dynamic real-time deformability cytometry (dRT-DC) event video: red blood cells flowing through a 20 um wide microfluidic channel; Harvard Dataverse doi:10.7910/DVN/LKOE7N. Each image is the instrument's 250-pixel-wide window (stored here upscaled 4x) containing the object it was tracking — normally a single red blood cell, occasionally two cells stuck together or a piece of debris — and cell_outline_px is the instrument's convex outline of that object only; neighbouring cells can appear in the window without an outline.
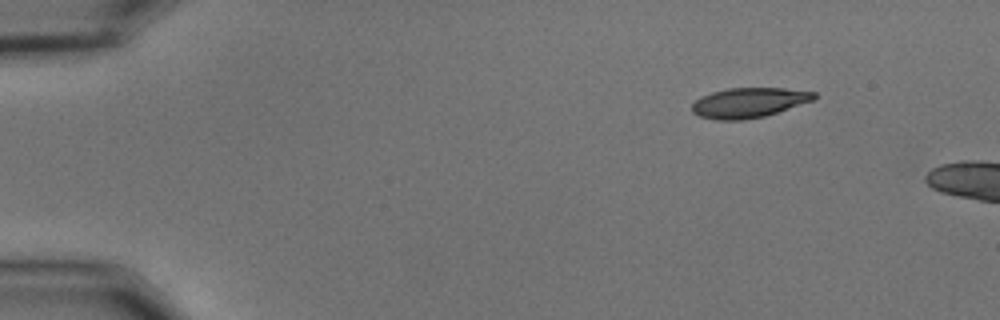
{"species": "common noctule bat (a hibernating species)", "species_latin": "Nyctalus noctula", "temperature_condition": "cold", "stored_images_in_passage": 6, "camera_frame_rate_fps": 3000, "um_per_image_px": 0.085, "animal": {"sex": "male", "body_mass_g": 15.6}, "frame": {"image": 1, "passage_image": 1, "time_ms": 0.0, "image_size_px": [1000, 320], "cell_outline_px": [[816, 96], [812, 100], [764, 116], [740, 120], [716, 120], [700, 116], [692, 112], [692, 104], [696, 100], [712, 92], [728, 88], [784, 88], [816, 92]], "centroid_in_image_um": [63.62, 8.72], "position_along_channel_um": 21.4, "area_um2": 20.92}}